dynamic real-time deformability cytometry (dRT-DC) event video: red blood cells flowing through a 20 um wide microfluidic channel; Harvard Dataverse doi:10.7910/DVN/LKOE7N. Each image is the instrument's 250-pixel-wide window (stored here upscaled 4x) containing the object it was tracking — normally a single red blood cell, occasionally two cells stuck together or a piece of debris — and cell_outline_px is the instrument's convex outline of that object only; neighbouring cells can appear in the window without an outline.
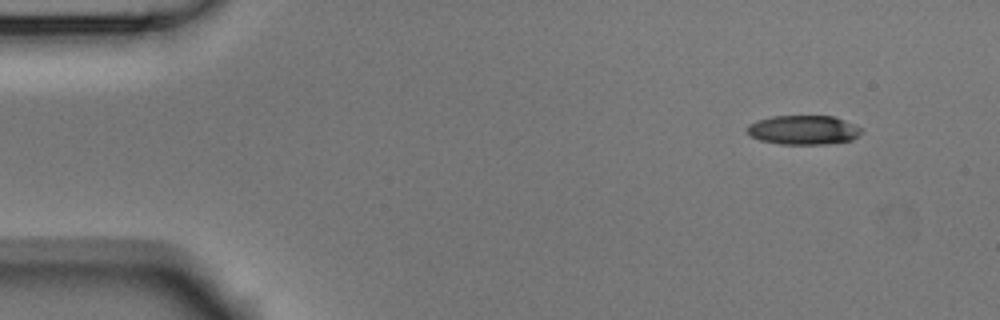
{"species": "Egyptian fruit bat (a non-hibernating species)", "species_latin": "Rousettus aegyptiacus", "temperature_condition": "room temperature", "stored_images_in_passage": 49, "camera_frame_rate_fps": 3000, "um_per_image_px": 0.085, "animal": {"sex": "male"}, "frame": {"image": 1, "passage_image": 1, "time_ms": 0.0, "image_size_px": [1000, 320], "cell_outline_px": [[860, 132], [852, 140], [824, 144], [780, 144], [760, 140], [752, 136], [744, 128], [748, 124], [772, 116], [832, 116], [852, 124], [860, 128]], "centroid_in_image_um": [68.23, 11.05], "position_along_channel_um": 16.8, "area_um2": 19.13}}
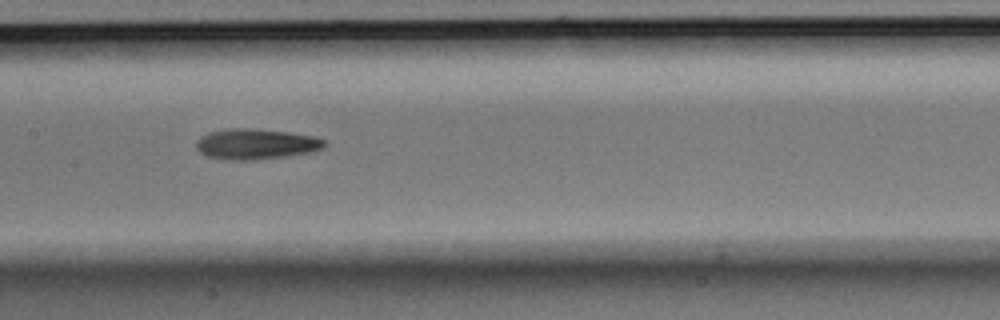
{"frame": {"image": 2, "passage_image": 22, "time_ms": 7.0, "image_size_px": [1000, 320], "cell_outline_px": [[324, 148], [308, 152], [288, 156], [256, 160], [228, 160], [208, 156], [200, 152], [196, 148], [196, 140], [200, 136], [208, 132], [228, 128], [244, 128], [288, 132], [312, 136], [324, 140]], "centroid_in_image_um": [21.7, 12.25], "position_along_channel_um": 185.7, "area_um2": 22.72}}
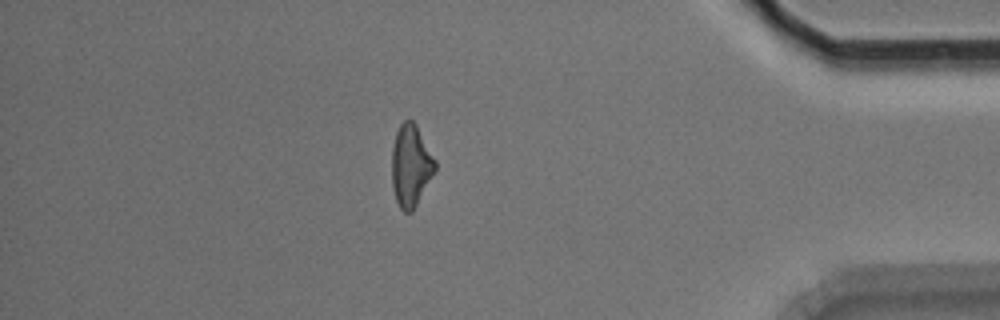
{"frame": {"image": 3, "passage_image": 42, "time_ms": 13.667, "image_size_px": [1000, 320], "cell_outline_px": [[436, 168], [412, 212], [404, 212], [400, 208], [396, 200], [392, 184], [392, 148], [396, 132], [400, 124], [404, 120], [412, 120], [416, 124], [436, 160]], "centroid_in_image_um": [34.91, 14.05], "position_along_channel_um": 400.3, "area_um2": 20.46}, "authors_computed_cell_mechanics": {"area_um2": 21.097, "velocity_mm_per_s": 3.7844, "shape_relaxation_time_tau1_ms": null, "shape_relaxation_time_tau2_ms": 5.2401, "deformation_change_tau1": null, "deformation_change_tau2": 0.1714}}